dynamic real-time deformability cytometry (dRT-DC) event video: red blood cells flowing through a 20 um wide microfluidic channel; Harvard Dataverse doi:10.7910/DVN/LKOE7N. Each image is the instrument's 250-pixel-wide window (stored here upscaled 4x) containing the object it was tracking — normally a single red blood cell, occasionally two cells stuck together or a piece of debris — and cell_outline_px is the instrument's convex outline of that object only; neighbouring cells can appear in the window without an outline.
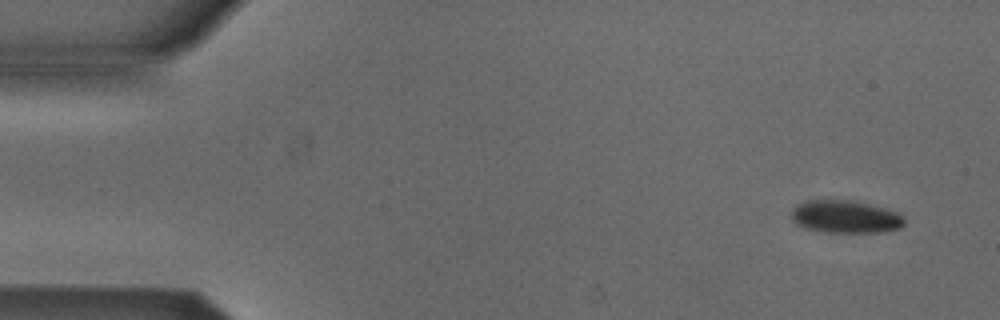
{"species": "Egyptian fruit bat (a non-hibernating species)", "species_latin": "Rousettus aegyptiacus", "temperature_condition": "cold", "stored_images_in_passage": 4, "camera_frame_rate_fps": 3000, "um_per_image_px": 0.085, "animal": {"sex": "male"}, "frame": {"image": 1, "passage_image": 1, "time_ms": 0.0, "image_size_px": [1000, 320], "cell_outline_px": [[904, 224], [900, 228], [884, 232], [828, 232], [804, 228], [796, 224], [792, 220], [792, 212], [800, 204], [808, 200], [848, 200], [868, 204], [884, 208], [896, 212], [904, 216]], "centroid_in_image_um": [71.89, 18.43], "position_along_channel_um": 13.1, "area_um2": 21.27}}
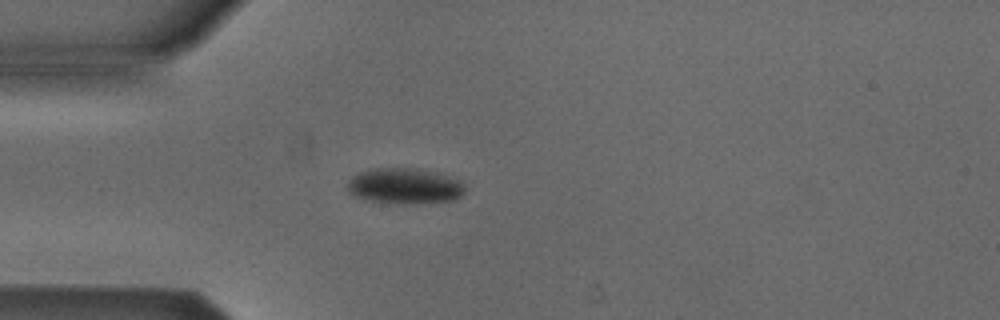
{"frame": {"image": 2, "passage_image": 4, "time_ms": 1.0, "image_size_px": [1000, 320], "cell_outline_px": [[464, 192], [456, 200], [416, 204], [396, 204], [368, 200], [352, 196], [348, 192], [348, 180], [352, 176], [360, 172], [372, 168], [412, 168], [440, 172], [452, 176], [460, 180], [464, 184]], "centroid_in_image_um": [34.41, 15.81], "position_along_channel_um": 50.6, "area_um2": 25.03}}